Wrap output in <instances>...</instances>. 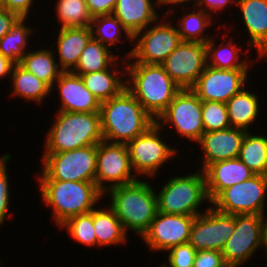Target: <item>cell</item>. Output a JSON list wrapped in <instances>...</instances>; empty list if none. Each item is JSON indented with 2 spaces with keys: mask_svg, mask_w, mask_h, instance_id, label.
<instances>
[{
  "mask_svg": "<svg viewBox=\"0 0 267 267\" xmlns=\"http://www.w3.org/2000/svg\"><path fill=\"white\" fill-rule=\"evenodd\" d=\"M109 194V196H107ZM109 197V207L120 220L125 232L140 236L149 229L158 212L155 187L146 179L114 187L104 194Z\"/></svg>",
  "mask_w": 267,
  "mask_h": 267,
  "instance_id": "6da1fadb",
  "label": "cell"
},
{
  "mask_svg": "<svg viewBox=\"0 0 267 267\" xmlns=\"http://www.w3.org/2000/svg\"><path fill=\"white\" fill-rule=\"evenodd\" d=\"M100 118L103 140L122 144H128L156 123L126 88L101 102Z\"/></svg>",
  "mask_w": 267,
  "mask_h": 267,
  "instance_id": "7a4b0ae2",
  "label": "cell"
},
{
  "mask_svg": "<svg viewBox=\"0 0 267 267\" xmlns=\"http://www.w3.org/2000/svg\"><path fill=\"white\" fill-rule=\"evenodd\" d=\"M126 89L157 120L182 88L162 65L126 62Z\"/></svg>",
  "mask_w": 267,
  "mask_h": 267,
  "instance_id": "3957f363",
  "label": "cell"
},
{
  "mask_svg": "<svg viewBox=\"0 0 267 267\" xmlns=\"http://www.w3.org/2000/svg\"><path fill=\"white\" fill-rule=\"evenodd\" d=\"M43 204L52 209V220L59 227L70 217L95 209L104 198L95 182L36 180Z\"/></svg>",
  "mask_w": 267,
  "mask_h": 267,
  "instance_id": "277c9868",
  "label": "cell"
},
{
  "mask_svg": "<svg viewBox=\"0 0 267 267\" xmlns=\"http://www.w3.org/2000/svg\"><path fill=\"white\" fill-rule=\"evenodd\" d=\"M46 136L42 153H58L97 145L103 140L100 112L56 111Z\"/></svg>",
  "mask_w": 267,
  "mask_h": 267,
  "instance_id": "5b68a950",
  "label": "cell"
},
{
  "mask_svg": "<svg viewBox=\"0 0 267 267\" xmlns=\"http://www.w3.org/2000/svg\"><path fill=\"white\" fill-rule=\"evenodd\" d=\"M164 182L161 189L156 191L158 212L198 216L203 213L202 203L211 204L207 195L205 175L200 169L184 176H171Z\"/></svg>",
  "mask_w": 267,
  "mask_h": 267,
  "instance_id": "8992f818",
  "label": "cell"
},
{
  "mask_svg": "<svg viewBox=\"0 0 267 267\" xmlns=\"http://www.w3.org/2000/svg\"><path fill=\"white\" fill-rule=\"evenodd\" d=\"M163 129L155 123L145 133L135 137L127 144L132 170L140 179L145 176L148 180L154 179L163 165H168L169 161L177 158V154V160L182 157L179 156L181 154H179L177 145L173 147L164 140Z\"/></svg>",
  "mask_w": 267,
  "mask_h": 267,
  "instance_id": "52a82bcc",
  "label": "cell"
},
{
  "mask_svg": "<svg viewBox=\"0 0 267 267\" xmlns=\"http://www.w3.org/2000/svg\"><path fill=\"white\" fill-rule=\"evenodd\" d=\"M163 15L162 19L133 36L134 46L122 56L126 62L161 65L181 43L176 24L172 23L174 19L165 16V12Z\"/></svg>",
  "mask_w": 267,
  "mask_h": 267,
  "instance_id": "ba28073f",
  "label": "cell"
},
{
  "mask_svg": "<svg viewBox=\"0 0 267 267\" xmlns=\"http://www.w3.org/2000/svg\"><path fill=\"white\" fill-rule=\"evenodd\" d=\"M37 180L95 182L97 145L74 150L43 153Z\"/></svg>",
  "mask_w": 267,
  "mask_h": 267,
  "instance_id": "9c48e42d",
  "label": "cell"
},
{
  "mask_svg": "<svg viewBox=\"0 0 267 267\" xmlns=\"http://www.w3.org/2000/svg\"><path fill=\"white\" fill-rule=\"evenodd\" d=\"M156 123L167 131L170 125L175 130L173 133L179 138L184 137L187 141L197 144L205 132L202 122V101L190 88L181 89L157 118Z\"/></svg>",
  "mask_w": 267,
  "mask_h": 267,
  "instance_id": "30bf717a",
  "label": "cell"
},
{
  "mask_svg": "<svg viewBox=\"0 0 267 267\" xmlns=\"http://www.w3.org/2000/svg\"><path fill=\"white\" fill-rule=\"evenodd\" d=\"M267 202V176L255 174L251 178L227 187L212 201L216 210L232 215H264Z\"/></svg>",
  "mask_w": 267,
  "mask_h": 267,
  "instance_id": "8fae6325",
  "label": "cell"
},
{
  "mask_svg": "<svg viewBox=\"0 0 267 267\" xmlns=\"http://www.w3.org/2000/svg\"><path fill=\"white\" fill-rule=\"evenodd\" d=\"M138 179L131 167L127 144L105 140L97 144L95 184L103 194Z\"/></svg>",
  "mask_w": 267,
  "mask_h": 267,
  "instance_id": "7c38bea8",
  "label": "cell"
},
{
  "mask_svg": "<svg viewBox=\"0 0 267 267\" xmlns=\"http://www.w3.org/2000/svg\"><path fill=\"white\" fill-rule=\"evenodd\" d=\"M262 218L258 214L235 215V231L221 250L229 267L245 266L262 250Z\"/></svg>",
  "mask_w": 267,
  "mask_h": 267,
  "instance_id": "4fadbf2b",
  "label": "cell"
},
{
  "mask_svg": "<svg viewBox=\"0 0 267 267\" xmlns=\"http://www.w3.org/2000/svg\"><path fill=\"white\" fill-rule=\"evenodd\" d=\"M205 208L194 218L189 243L196 251H221L235 231V215L220 212L211 205Z\"/></svg>",
  "mask_w": 267,
  "mask_h": 267,
  "instance_id": "5bb4252c",
  "label": "cell"
},
{
  "mask_svg": "<svg viewBox=\"0 0 267 267\" xmlns=\"http://www.w3.org/2000/svg\"><path fill=\"white\" fill-rule=\"evenodd\" d=\"M251 69L222 70L206 66L190 88L201 101L225 103L249 83Z\"/></svg>",
  "mask_w": 267,
  "mask_h": 267,
  "instance_id": "9a60e30c",
  "label": "cell"
},
{
  "mask_svg": "<svg viewBox=\"0 0 267 267\" xmlns=\"http://www.w3.org/2000/svg\"><path fill=\"white\" fill-rule=\"evenodd\" d=\"M161 65L182 89L191 88L207 66L206 45L181 41Z\"/></svg>",
  "mask_w": 267,
  "mask_h": 267,
  "instance_id": "2e32d148",
  "label": "cell"
},
{
  "mask_svg": "<svg viewBox=\"0 0 267 267\" xmlns=\"http://www.w3.org/2000/svg\"><path fill=\"white\" fill-rule=\"evenodd\" d=\"M195 216L157 212L149 229L140 238L150 252L166 253L171 247L189 242Z\"/></svg>",
  "mask_w": 267,
  "mask_h": 267,
  "instance_id": "e0dca14e",
  "label": "cell"
},
{
  "mask_svg": "<svg viewBox=\"0 0 267 267\" xmlns=\"http://www.w3.org/2000/svg\"><path fill=\"white\" fill-rule=\"evenodd\" d=\"M57 87V88H55ZM60 103L58 110L65 112H100L101 102L85 86L80 75L71 71L62 72L51 88Z\"/></svg>",
  "mask_w": 267,
  "mask_h": 267,
  "instance_id": "ac0fdd59",
  "label": "cell"
},
{
  "mask_svg": "<svg viewBox=\"0 0 267 267\" xmlns=\"http://www.w3.org/2000/svg\"><path fill=\"white\" fill-rule=\"evenodd\" d=\"M245 134L246 131L233 127L204 132L197 142L203 152L199 169L204 171L215 162L238 158Z\"/></svg>",
  "mask_w": 267,
  "mask_h": 267,
  "instance_id": "d6986e66",
  "label": "cell"
},
{
  "mask_svg": "<svg viewBox=\"0 0 267 267\" xmlns=\"http://www.w3.org/2000/svg\"><path fill=\"white\" fill-rule=\"evenodd\" d=\"M235 6L248 33L247 45L255 48L256 56L267 59V0H236Z\"/></svg>",
  "mask_w": 267,
  "mask_h": 267,
  "instance_id": "ffe728a7",
  "label": "cell"
},
{
  "mask_svg": "<svg viewBox=\"0 0 267 267\" xmlns=\"http://www.w3.org/2000/svg\"><path fill=\"white\" fill-rule=\"evenodd\" d=\"M230 31H225L223 36V40L226 38L227 40H224L221 42V44H217L215 38L217 35L213 36L205 45H206V58H207V65L222 69V70H231V69H251L253 68L255 62H258V60H263L255 55V60L249 56L251 53L250 48H245L246 50H242L244 48V45L237 44V42H234L233 39H230L228 34H230ZM229 32V33H228ZM228 33V34H227ZM228 38H227V37ZM248 50V51H247ZM245 51V52H242ZM242 53L243 56H242ZM244 59H243V58ZM248 59V60H247ZM250 59V60H249ZM252 65V66H251Z\"/></svg>",
  "mask_w": 267,
  "mask_h": 267,
  "instance_id": "44dd1931",
  "label": "cell"
},
{
  "mask_svg": "<svg viewBox=\"0 0 267 267\" xmlns=\"http://www.w3.org/2000/svg\"><path fill=\"white\" fill-rule=\"evenodd\" d=\"M203 172L210 201L225 188L241 183L255 175L239 158L215 162Z\"/></svg>",
  "mask_w": 267,
  "mask_h": 267,
  "instance_id": "7402d4cb",
  "label": "cell"
},
{
  "mask_svg": "<svg viewBox=\"0 0 267 267\" xmlns=\"http://www.w3.org/2000/svg\"><path fill=\"white\" fill-rule=\"evenodd\" d=\"M158 7L159 0H118L113 14L134 36L161 18Z\"/></svg>",
  "mask_w": 267,
  "mask_h": 267,
  "instance_id": "603a6c76",
  "label": "cell"
},
{
  "mask_svg": "<svg viewBox=\"0 0 267 267\" xmlns=\"http://www.w3.org/2000/svg\"><path fill=\"white\" fill-rule=\"evenodd\" d=\"M56 41L50 44L54 48L57 62L63 72L72 71L79 60V57L92 38L90 27H70L57 29ZM54 46V47H53ZM57 50H56V49ZM56 51V52H55Z\"/></svg>",
  "mask_w": 267,
  "mask_h": 267,
  "instance_id": "cb8c5ba5",
  "label": "cell"
},
{
  "mask_svg": "<svg viewBox=\"0 0 267 267\" xmlns=\"http://www.w3.org/2000/svg\"><path fill=\"white\" fill-rule=\"evenodd\" d=\"M125 75L126 60L121 57L108 69L82 74L80 76L84 81L86 88L98 98L100 102H103L119 95L126 88Z\"/></svg>",
  "mask_w": 267,
  "mask_h": 267,
  "instance_id": "d4e9b609",
  "label": "cell"
},
{
  "mask_svg": "<svg viewBox=\"0 0 267 267\" xmlns=\"http://www.w3.org/2000/svg\"><path fill=\"white\" fill-rule=\"evenodd\" d=\"M259 97L254 90L250 88L249 91L248 87H244L226 102L231 127L249 132L254 128L253 124L257 125L258 122L255 121H259L258 116L262 107L260 103L262 99Z\"/></svg>",
  "mask_w": 267,
  "mask_h": 267,
  "instance_id": "484cf974",
  "label": "cell"
},
{
  "mask_svg": "<svg viewBox=\"0 0 267 267\" xmlns=\"http://www.w3.org/2000/svg\"><path fill=\"white\" fill-rule=\"evenodd\" d=\"M10 90L9 97L21 98L24 101L32 102L35 104H42L51 95V87L38 79L33 73L28 72L19 64H15L10 77Z\"/></svg>",
  "mask_w": 267,
  "mask_h": 267,
  "instance_id": "4316f807",
  "label": "cell"
},
{
  "mask_svg": "<svg viewBox=\"0 0 267 267\" xmlns=\"http://www.w3.org/2000/svg\"><path fill=\"white\" fill-rule=\"evenodd\" d=\"M101 205L93 209V225L97 239V247L121 246L126 244L127 233L114 211L107 205Z\"/></svg>",
  "mask_w": 267,
  "mask_h": 267,
  "instance_id": "83f0119b",
  "label": "cell"
},
{
  "mask_svg": "<svg viewBox=\"0 0 267 267\" xmlns=\"http://www.w3.org/2000/svg\"><path fill=\"white\" fill-rule=\"evenodd\" d=\"M50 48L39 50H29L20 60L19 65L30 73H33L38 79L47 83L51 88L55 81L63 72L56 61L55 53L51 45Z\"/></svg>",
  "mask_w": 267,
  "mask_h": 267,
  "instance_id": "f1b7e54d",
  "label": "cell"
},
{
  "mask_svg": "<svg viewBox=\"0 0 267 267\" xmlns=\"http://www.w3.org/2000/svg\"><path fill=\"white\" fill-rule=\"evenodd\" d=\"M192 7V11L187 10V14L183 12L184 17H176L178 20L174 23L177 24L178 33L181 41L199 42L206 44L214 35V33L205 32L214 24V17L209 15L202 9ZM189 11V13H188ZM179 25V26H178Z\"/></svg>",
  "mask_w": 267,
  "mask_h": 267,
  "instance_id": "f546056e",
  "label": "cell"
},
{
  "mask_svg": "<svg viewBox=\"0 0 267 267\" xmlns=\"http://www.w3.org/2000/svg\"><path fill=\"white\" fill-rule=\"evenodd\" d=\"M29 17H20L11 30L0 39V52L15 64H19L30 47L29 42L36 28L28 26ZM29 48V49H28Z\"/></svg>",
  "mask_w": 267,
  "mask_h": 267,
  "instance_id": "4dcf8cb0",
  "label": "cell"
},
{
  "mask_svg": "<svg viewBox=\"0 0 267 267\" xmlns=\"http://www.w3.org/2000/svg\"><path fill=\"white\" fill-rule=\"evenodd\" d=\"M111 51L112 49L110 50L109 47L91 38L82 51L76 67L71 72L82 75L108 69L121 57Z\"/></svg>",
  "mask_w": 267,
  "mask_h": 267,
  "instance_id": "1f68e13d",
  "label": "cell"
},
{
  "mask_svg": "<svg viewBox=\"0 0 267 267\" xmlns=\"http://www.w3.org/2000/svg\"><path fill=\"white\" fill-rule=\"evenodd\" d=\"M90 30L93 39L110 49L115 45L117 48V45H119L118 43L122 44L124 40L125 42L129 41L131 47L133 46V36L114 14L93 17L90 24ZM123 34L125 36H123Z\"/></svg>",
  "mask_w": 267,
  "mask_h": 267,
  "instance_id": "d6a6232c",
  "label": "cell"
},
{
  "mask_svg": "<svg viewBox=\"0 0 267 267\" xmlns=\"http://www.w3.org/2000/svg\"><path fill=\"white\" fill-rule=\"evenodd\" d=\"M238 158L255 174L267 176L266 134L246 132Z\"/></svg>",
  "mask_w": 267,
  "mask_h": 267,
  "instance_id": "836d02e7",
  "label": "cell"
},
{
  "mask_svg": "<svg viewBox=\"0 0 267 267\" xmlns=\"http://www.w3.org/2000/svg\"><path fill=\"white\" fill-rule=\"evenodd\" d=\"M54 7L59 29L90 27L92 16L85 0H57Z\"/></svg>",
  "mask_w": 267,
  "mask_h": 267,
  "instance_id": "e575fe53",
  "label": "cell"
},
{
  "mask_svg": "<svg viewBox=\"0 0 267 267\" xmlns=\"http://www.w3.org/2000/svg\"><path fill=\"white\" fill-rule=\"evenodd\" d=\"M59 228L65 229L72 241L90 248L97 247L93 225V210L86 214L70 217Z\"/></svg>",
  "mask_w": 267,
  "mask_h": 267,
  "instance_id": "d590c367",
  "label": "cell"
},
{
  "mask_svg": "<svg viewBox=\"0 0 267 267\" xmlns=\"http://www.w3.org/2000/svg\"><path fill=\"white\" fill-rule=\"evenodd\" d=\"M202 122L205 132L231 127L227 105L217 101H202Z\"/></svg>",
  "mask_w": 267,
  "mask_h": 267,
  "instance_id": "8d00e7d4",
  "label": "cell"
},
{
  "mask_svg": "<svg viewBox=\"0 0 267 267\" xmlns=\"http://www.w3.org/2000/svg\"><path fill=\"white\" fill-rule=\"evenodd\" d=\"M11 158V154L7 153L0 156V227L8 220V211L11 208L10 193L12 194V192L9 190L11 185L9 184V169L7 166Z\"/></svg>",
  "mask_w": 267,
  "mask_h": 267,
  "instance_id": "74e56055",
  "label": "cell"
},
{
  "mask_svg": "<svg viewBox=\"0 0 267 267\" xmlns=\"http://www.w3.org/2000/svg\"><path fill=\"white\" fill-rule=\"evenodd\" d=\"M167 253V261L160 264L161 267H193L196 250L188 242L171 247Z\"/></svg>",
  "mask_w": 267,
  "mask_h": 267,
  "instance_id": "f35d334b",
  "label": "cell"
},
{
  "mask_svg": "<svg viewBox=\"0 0 267 267\" xmlns=\"http://www.w3.org/2000/svg\"><path fill=\"white\" fill-rule=\"evenodd\" d=\"M193 267H229L221 251L199 250L196 252Z\"/></svg>",
  "mask_w": 267,
  "mask_h": 267,
  "instance_id": "ab89813d",
  "label": "cell"
},
{
  "mask_svg": "<svg viewBox=\"0 0 267 267\" xmlns=\"http://www.w3.org/2000/svg\"><path fill=\"white\" fill-rule=\"evenodd\" d=\"M234 4H236V0H197L194 5L207 12L212 17L214 16L215 19L216 15L221 16L222 11L228 10V6L231 8Z\"/></svg>",
  "mask_w": 267,
  "mask_h": 267,
  "instance_id": "60d3db41",
  "label": "cell"
},
{
  "mask_svg": "<svg viewBox=\"0 0 267 267\" xmlns=\"http://www.w3.org/2000/svg\"><path fill=\"white\" fill-rule=\"evenodd\" d=\"M90 15L93 17L113 14L118 0H85Z\"/></svg>",
  "mask_w": 267,
  "mask_h": 267,
  "instance_id": "b9f144b4",
  "label": "cell"
},
{
  "mask_svg": "<svg viewBox=\"0 0 267 267\" xmlns=\"http://www.w3.org/2000/svg\"><path fill=\"white\" fill-rule=\"evenodd\" d=\"M36 0H4L3 8L18 14L20 17H29Z\"/></svg>",
  "mask_w": 267,
  "mask_h": 267,
  "instance_id": "7bdbcfd3",
  "label": "cell"
},
{
  "mask_svg": "<svg viewBox=\"0 0 267 267\" xmlns=\"http://www.w3.org/2000/svg\"><path fill=\"white\" fill-rule=\"evenodd\" d=\"M20 16L5 8H0V39L7 34Z\"/></svg>",
  "mask_w": 267,
  "mask_h": 267,
  "instance_id": "ee69618b",
  "label": "cell"
},
{
  "mask_svg": "<svg viewBox=\"0 0 267 267\" xmlns=\"http://www.w3.org/2000/svg\"><path fill=\"white\" fill-rule=\"evenodd\" d=\"M159 2H160V6L162 9L168 6V8H166L168 10H166V13H165V15H167V17H172V16L176 17L175 16V15H177L176 12H178V11L180 12V10H175V9H177L178 5H179V7H182V9L184 8V10L185 9L187 10L188 7H186V6L187 5L191 6L192 4L194 5L197 2V0H159ZM174 6H176V7L174 8ZM174 13H175V15H174Z\"/></svg>",
  "mask_w": 267,
  "mask_h": 267,
  "instance_id": "f6af8a7d",
  "label": "cell"
},
{
  "mask_svg": "<svg viewBox=\"0 0 267 267\" xmlns=\"http://www.w3.org/2000/svg\"><path fill=\"white\" fill-rule=\"evenodd\" d=\"M14 65V62L4 57V55L0 52V80L11 77Z\"/></svg>",
  "mask_w": 267,
  "mask_h": 267,
  "instance_id": "bcb514c9",
  "label": "cell"
},
{
  "mask_svg": "<svg viewBox=\"0 0 267 267\" xmlns=\"http://www.w3.org/2000/svg\"><path fill=\"white\" fill-rule=\"evenodd\" d=\"M262 245L263 251L267 256V215H263L262 218Z\"/></svg>",
  "mask_w": 267,
  "mask_h": 267,
  "instance_id": "7dc6e473",
  "label": "cell"
},
{
  "mask_svg": "<svg viewBox=\"0 0 267 267\" xmlns=\"http://www.w3.org/2000/svg\"><path fill=\"white\" fill-rule=\"evenodd\" d=\"M4 0H0V8L3 7Z\"/></svg>",
  "mask_w": 267,
  "mask_h": 267,
  "instance_id": "c3c4849f",
  "label": "cell"
}]
</instances>
